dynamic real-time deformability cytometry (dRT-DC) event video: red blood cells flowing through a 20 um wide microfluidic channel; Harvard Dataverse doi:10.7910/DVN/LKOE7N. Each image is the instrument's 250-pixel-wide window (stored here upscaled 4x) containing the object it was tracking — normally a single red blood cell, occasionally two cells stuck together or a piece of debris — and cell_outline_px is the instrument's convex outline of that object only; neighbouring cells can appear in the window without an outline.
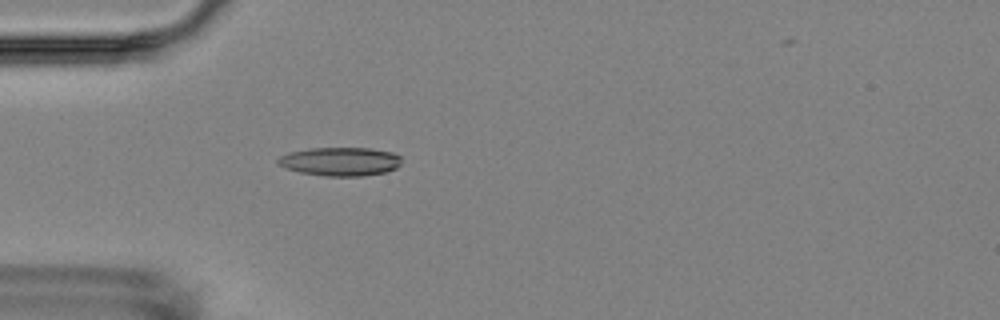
{"species": "Egyptian fruit bat (a non-hibernating species)", "species_latin": "Rousettus aegyptiacus", "temperature_condition": "room temperature", "stored_images_in_passage": 5, "camera_frame_rate_fps": 3000, "um_per_image_px": 0.085, "animal": {"sex": "female"}, "frame": {"image": 1, "passage_image": 5, "time_ms": 4.333, "image_size_px": [1000, 320], "cell_outline_px": [[400, 164], [396, 168], [384, 172], [364, 176], [324, 176], [300, 172], [284, 168], [276, 164], [276, 160], [280, 156], [288, 152], [308, 148], [368, 148], [392, 152], [400, 156]], "centroid_in_image_um": [28.87, 13.73], "position_along_channel_um": 56.1, "area_um2": 20.75}}